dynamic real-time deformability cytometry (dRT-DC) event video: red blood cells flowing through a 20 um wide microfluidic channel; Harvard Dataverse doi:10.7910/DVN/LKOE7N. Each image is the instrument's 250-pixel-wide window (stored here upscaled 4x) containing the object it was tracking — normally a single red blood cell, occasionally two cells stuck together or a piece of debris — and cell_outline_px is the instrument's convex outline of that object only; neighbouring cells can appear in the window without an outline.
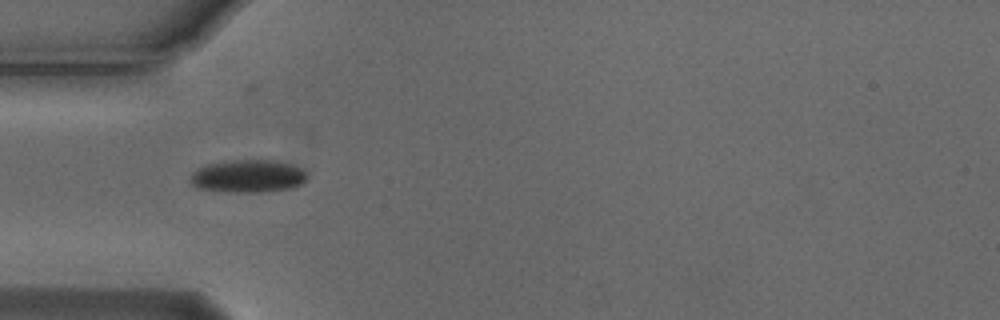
{"species": "Egyptian fruit bat (a non-hibernating species)", "species_latin": "Rousettus aegyptiacus", "temperature_condition": "cold", "stored_images_in_passage": 1, "camera_frame_rate_fps": 3000, "um_per_image_px": 0.085, "animal": {"sex": "male"}, "frame": {"image": 1, "passage_image": 1, "time_ms": 0.0, "image_size_px": [1000, 320], "cell_outline_px": [[308, 176], [300, 184], [292, 188], [260, 192], [224, 192], [196, 188], [192, 184], [192, 172], [196, 168], [208, 164], [236, 160], [272, 160], [292, 164], [308, 172]], "centroid_in_image_um": [21.08, 14.98], "position_along_channel_um": 63.9, "area_um2": 22.31}}